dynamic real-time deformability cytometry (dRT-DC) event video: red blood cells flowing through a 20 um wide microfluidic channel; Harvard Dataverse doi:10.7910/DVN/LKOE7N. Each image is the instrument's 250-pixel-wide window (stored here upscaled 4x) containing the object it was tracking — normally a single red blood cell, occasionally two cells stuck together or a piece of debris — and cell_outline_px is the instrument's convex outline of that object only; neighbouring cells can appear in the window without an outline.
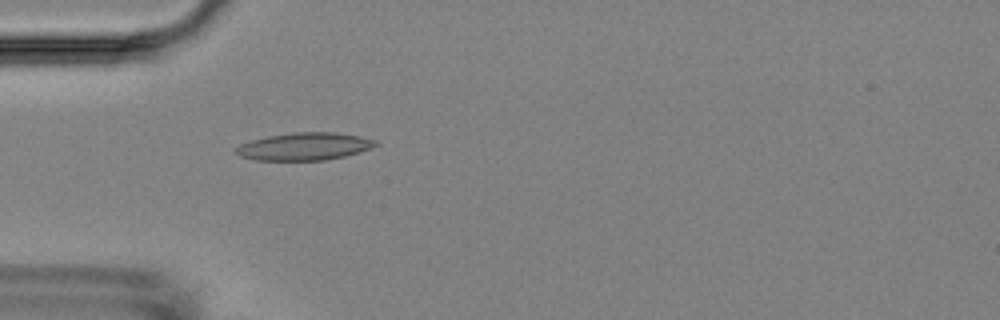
{"species": "Egyptian fruit bat (a non-hibernating species)", "species_latin": "Rousettus aegyptiacus", "temperature_condition": "room temperature", "stored_images_in_passage": 4, "camera_frame_rate_fps": 3000, "um_per_image_px": 0.085, "animal": {"sex": "female"}, "frame": {"image": 1, "passage_image": 4, "time_ms": 3.667, "image_size_px": [1000, 320], "cell_outline_px": [[380, 144], [344, 156], [324, 160], [256, 160], [240, 156], [232, 152], [240, 144], [252, 140], [268, 136], [292, 132], [332, 132], [360, 136], [376, 140]], "centroid_in_image_um": [25.83, 12.44], "position_along_channel_um": 59.2, "area_um2": 22.25}}